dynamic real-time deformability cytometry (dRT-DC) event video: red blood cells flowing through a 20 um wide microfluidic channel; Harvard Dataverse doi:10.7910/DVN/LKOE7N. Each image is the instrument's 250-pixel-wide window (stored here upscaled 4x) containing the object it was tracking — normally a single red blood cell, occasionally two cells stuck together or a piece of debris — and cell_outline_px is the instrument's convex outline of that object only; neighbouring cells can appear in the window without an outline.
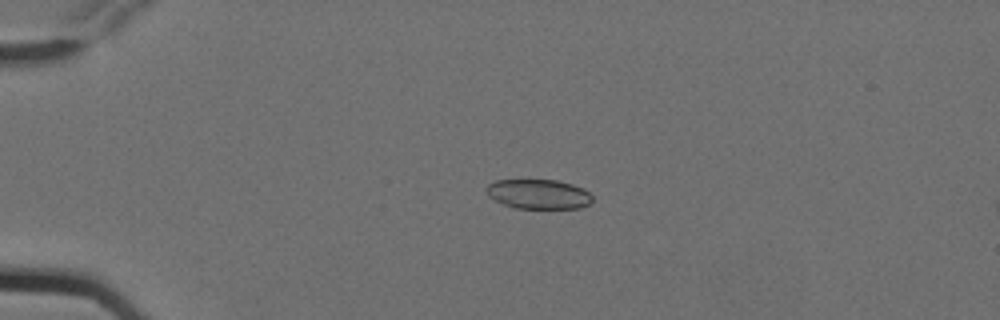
{"species": "Egyptian fruit bat (a non-hibernating species)", "species_latin": "Rousettus aegyptiacus", "temperature_condition": "cold", "stored_images_in_passage": 5, "camera_frame_rate_fps": 3000, "um_per_image_px": 0.085, "animal": {"sex": "female"}, "frame": {"image": 1, "passage_image": 3, "time_ms": 0.667, "image_size_px": [1000, 320], "cell_outline_px": [[592, 200], [588, 204], [580, 208], [512, 208], [488, 196], [484, 188], [488, 184], [496, 180], [556, 180], [572, 184], [584, 188], [592, 196]], "centroid_in_image_um": [45.75, 16.49], "position_along_channel_um": 39.2, "area_um2": 18.32}}